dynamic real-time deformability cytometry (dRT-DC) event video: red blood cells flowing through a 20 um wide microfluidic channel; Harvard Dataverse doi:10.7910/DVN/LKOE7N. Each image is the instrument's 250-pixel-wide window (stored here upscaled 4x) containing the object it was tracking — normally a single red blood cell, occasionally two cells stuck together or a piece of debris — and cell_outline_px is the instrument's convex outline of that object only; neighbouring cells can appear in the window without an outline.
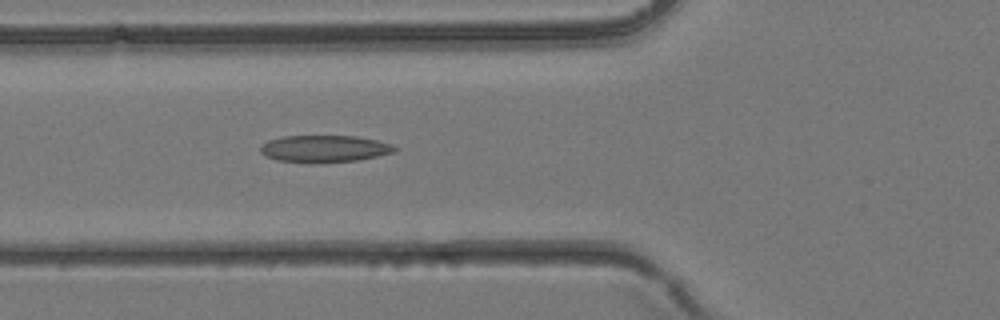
{"species": "common noctule bat (a hibernating species)", "species_latin": "Nyctalus noctula", "temperature_condition": "room temperature", "stored_images_in_passage": 38, "camera_frame_rate_fps": 3000, "um_per_image_px": 0.085, "animal": {"sex": "female", "body_mass_g": 24.6, "forearm_length_mm": 56.2}, "frame": {"image": 1, "passage_image": 15, "time_ms": 4.667, "image_size_px": [1000, 320], "cell_outline_px": [[400, 148], [396, 152], [356, 160], [276, 160], [264, 156], [260, 152], [260, 144], [268, 140], [284, 136], [356, 136], [376, 140], [392, 144]], "centroid_in_image_um": [27.59, 12.59], "position_along_channel_um": 98.2, "area_um2": 20.35}}
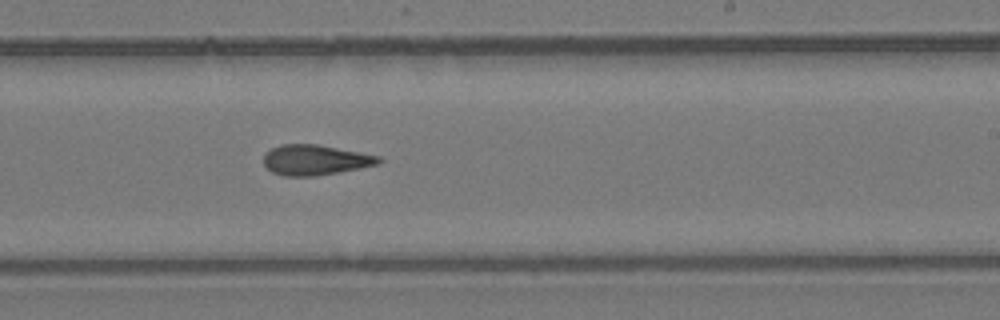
{"frame": {"image": 2, "passage_image": 24, "time_ms": 7.667, "image_size_px": [1000, 320], "cell_outline_px": [[384, 160], [376, 164], [360, 168], [316, 176], [284, 176], [272, 172], [264, 164], [264, 152], [280, 144], [320, 144], [380, 156]], "centroid_in_image_um": [26.78, 13.58], "position_along_channel_um": 262.2, "area_um2": 20.4}}
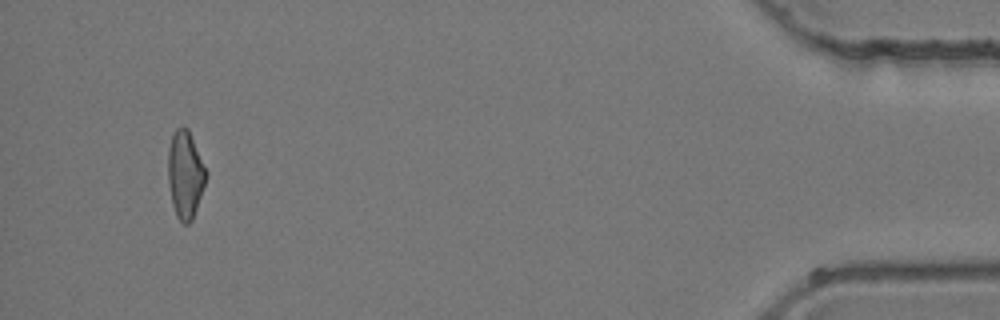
{"frame": {"image": 3, "passage_image": 37, "time_ms": 12.0, "image_size_px": [1000, 320], "cell_outline_px": [[208, 176], [192, 220], [188, 224], [184, 224], [176, 216], [172, 204], [168, 184], [168, 148], [172, 132], [180, 124], [184, 124], [188, 128], [208, 172]], "centroid_in_image_um": [15.74, 14.78], "position_along_channel_um": 419.5, "area_um2": 19.83}}